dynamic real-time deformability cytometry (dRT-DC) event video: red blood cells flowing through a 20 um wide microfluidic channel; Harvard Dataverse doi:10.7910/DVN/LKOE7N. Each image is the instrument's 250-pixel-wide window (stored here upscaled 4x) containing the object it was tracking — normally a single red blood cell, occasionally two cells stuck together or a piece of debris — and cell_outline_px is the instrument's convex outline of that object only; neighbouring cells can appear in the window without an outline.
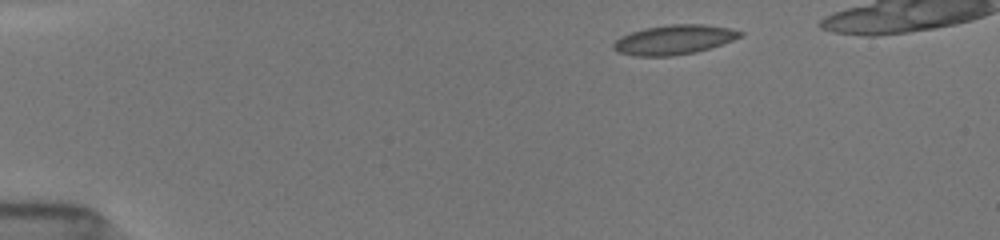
{"species": "common noctule bat (a hibernating species)", "species_latin": "Nyctalus noctula", "temperature_condition": "room temperature", "stored_images_in_passage": 16, "camera_frame_rate_fps": 3000, "um_per_image_px": 0.085, "animal": {"sex": "female", "body_mass_g": 19.5, "forearm_length_mm": 54.1}, "frame": {"image": 1, "passage_image": 1, "time_ms": 0.0, "image_size_px": [1000, 240], "cell_outline_px": [[744, 36], [696, 52], [672, 56], [636, 56], [620, 52], [612, 48], [612, 44], [620, 36], [632, 32], [648, 28], [672, 24], [700, 24], [728, 28], [744, 32]], "centroid_in_image_um": [57.29, 3.38], "position_along_channel_um": 27.7, "area_um2": 21.5}}